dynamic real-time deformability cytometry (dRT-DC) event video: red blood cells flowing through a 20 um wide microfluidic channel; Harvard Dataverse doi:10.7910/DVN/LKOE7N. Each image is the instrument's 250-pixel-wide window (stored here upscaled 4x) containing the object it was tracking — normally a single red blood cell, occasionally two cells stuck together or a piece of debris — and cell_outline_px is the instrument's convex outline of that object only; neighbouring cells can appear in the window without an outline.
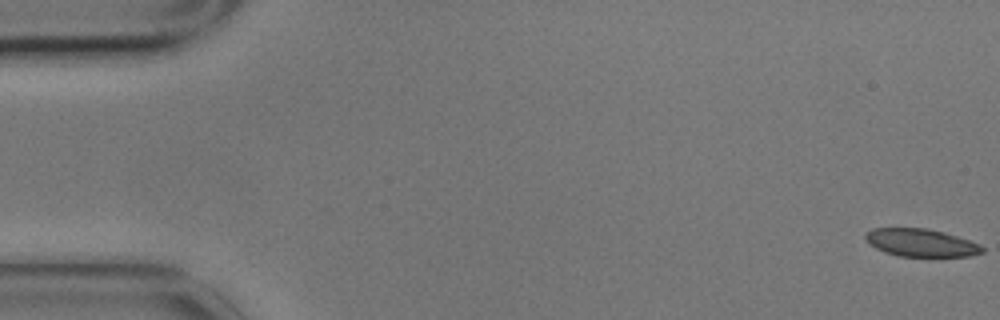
{"species": "common noctule bat (a hibernating species)", "species_latin": "Nyctalus noctula", "temperature_condition": "cold", "stored_images_in_passage": 9, "camera_frame_rate_fps": 3000, "um_per_image_px": 0.085, "animal": {"sex": "male", "body_mass_g": 17.9}, "frame": {"image": 1, "passage_image": 1, "time_ms": 0.0, "image_size_px": [1000, 320], "cell_outline_px": [[984, 252], [968, 256], [900, 256], [884, 252], [876, 248], [864, 236], [872, 228], [928, 228], [944, 232], [968, 240], [984, 248]], "centroid_in_image_um": [78.28, 20.63], "position_along_channel_um": 6.7, "area_um2": 18.55}}
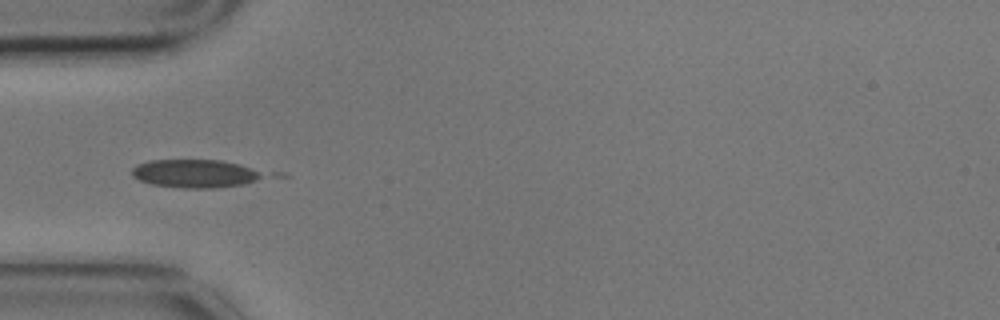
{"frame": {"image": 2, "passage_image": 3, "time_ms": 0.667, "image_size_px": [1000, 320], "cell_outline_px": [[264, 176], [256, 180], [244, 184], [216, 188], [184, 188], [152, 184], [140, 180], [132, 176], [132, 168], [136, 164], [152, 160], [220, 160], [236, 164], [260, 172]], "centroid_in_image_um": [16.51, 14.76], "position_along_channel_um": 68.5, "area_um2": 21.21}}
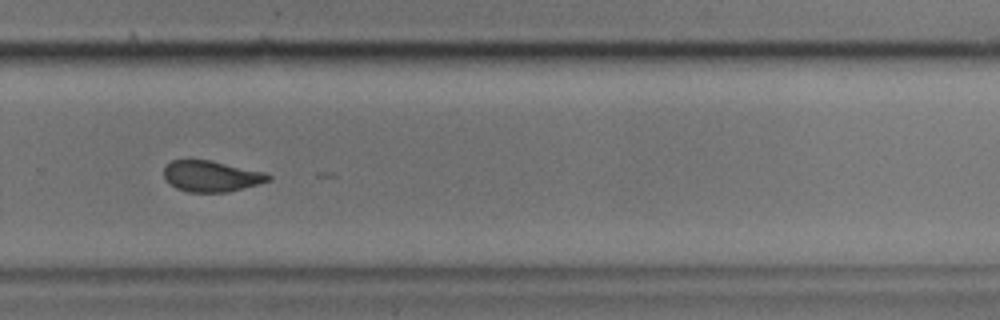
{"frame": {"image": 3, "passage_image": 9, "time_ms": 2.667, "image_size_px": [1000, 320], "cell_outline_px": [[272, 180], [260, 184], [228, 192], [188, 192], [176, 188], [164, 180], [164, 168], [172, 160], [212, 160], [264, 172], [272, 176]], "centroid_in_image_um": [17.98, 14.98], "position_along_channel_um": 311.8, "area_um2": 19.02}}